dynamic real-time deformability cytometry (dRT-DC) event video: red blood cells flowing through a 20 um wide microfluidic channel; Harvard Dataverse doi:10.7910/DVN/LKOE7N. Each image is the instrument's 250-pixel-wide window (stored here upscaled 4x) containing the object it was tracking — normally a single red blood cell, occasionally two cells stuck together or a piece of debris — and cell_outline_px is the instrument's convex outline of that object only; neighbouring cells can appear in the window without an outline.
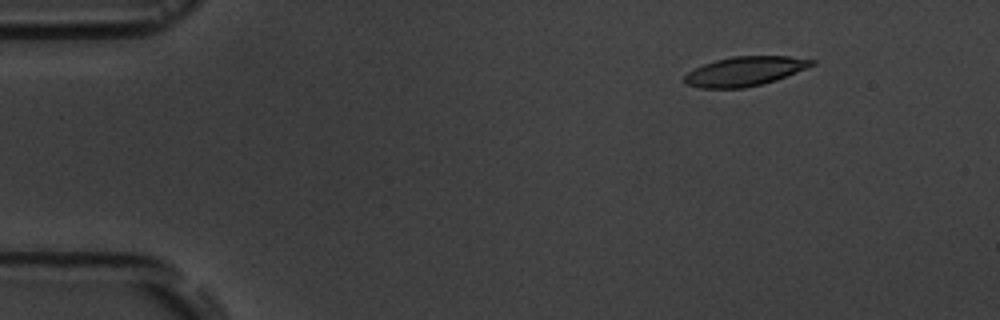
{"species": "common noctule bat (a hibernating species)", "species_latin": "Nyctalus noctula", "temperature_condition": "room temperature", "stored_images_in_passage": 4, "camera_frame_rate_fps": 3000, "um_per_image_px": 0.085, "animal": {"sex": "male", "body_mass_g": 19.5, "forearm_length_mm": 54.6}, "frame": {"image": 1, "passage_image": 1, "time_ms": 0.0, "image_size_px": [1000, 320], "cell_outline_px": [[816, 64], [808, 68], [776, 80], [744, 88], [700, 88], [688, 84], [684, 80], [684, 76], [688, 72], [704, 64], [716, 60], [732, 56], [788, 56], [816, 60]], "centroid_in_image_um": [63.35, 6.05], "position_along_channel_um": 21.6, "area_um2": 21.68}}
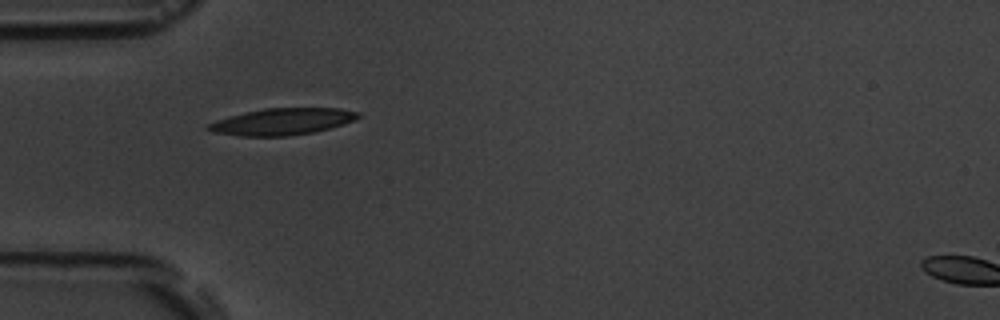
{"frame": {"image": 2, "passage_image": 3, "time_ms": 3.333, "image_size_px": [1000, 320], "cell_outline_px": [[360, 116], [356, 120], [344, 124], [316, 132], [288, 136], [240, 136], [212, 132], [204, 128], [204, 124], [228, 116], [244, 112], [264, 108], [340, 108], [360, 112]], "centroid_in_image_um": [23.96, 10.34], "position_along_channel_um": 61.0, "area_um2": 23.7}}
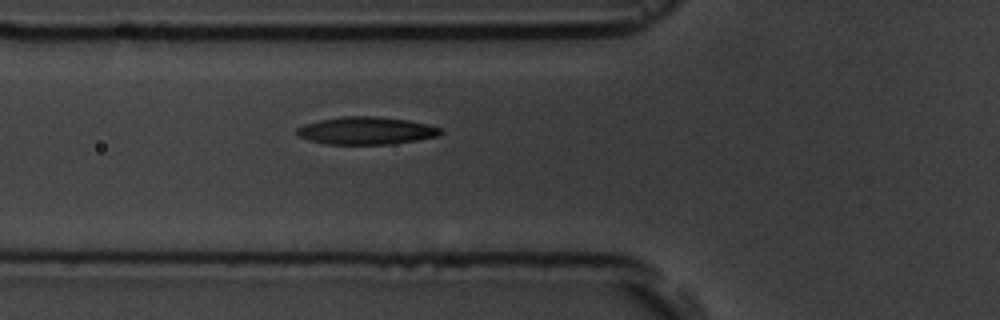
{"frame": {"image": 3, "passage_image": 4, "time_ms": 4.333, "image_size_px": [1000, 320], "cell_outline_px": [[444, 132], [440, 136], [416, 140], [388, 144], [328, 144], [308, 140], [300, 136], [296, 132], [296, 128], [304, 124], [320, 120], [344, 116], [376, 116], [408, 120], [428, 124], [444, 128]], "centroid_in_image_um": [31.18, 11.1], "position_along_channel_um": 94.6, "area_um2": 23.18}}